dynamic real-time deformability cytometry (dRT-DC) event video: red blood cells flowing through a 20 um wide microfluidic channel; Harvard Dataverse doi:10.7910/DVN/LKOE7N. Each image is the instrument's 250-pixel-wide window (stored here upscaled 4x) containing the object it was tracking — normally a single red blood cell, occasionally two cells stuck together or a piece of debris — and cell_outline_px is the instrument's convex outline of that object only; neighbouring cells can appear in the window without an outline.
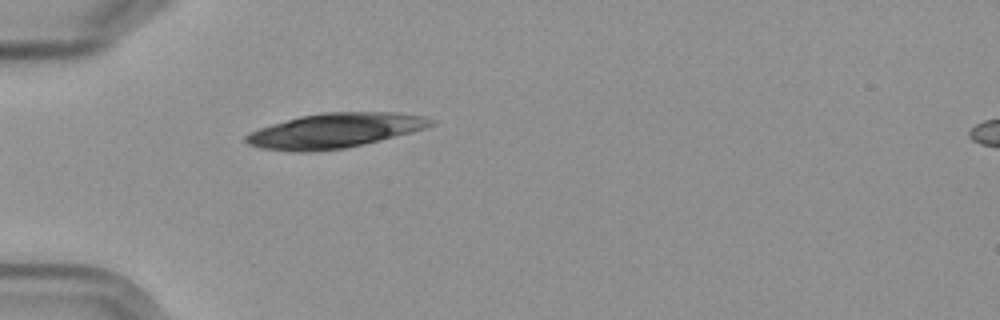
{"species": "Egyptian fruit bat (a non-hibernating species)", "species_latin": "Rousettus aegyptiacus", "temperature_condition": "cold", "stored_images_in_passage": 5, "camera_frame_rate_fps": 3000, "um_per_image_px": 0.085, "frame": {"image": 1, "passage_image": 5, "time_ms": 5.0, "image_size_px": [1000, 320], "cell_outline_px": [[436, 124], [428, 128], [364, 144], [344, 148], [312, 152], [292, 152], [260, 148], [248, 144], [244, 140], [244, 136], [248, 132], [272, 124], [300, 116], [320, 112], [396, 112], [428, 116], [436, 120]], "centroid_in_image_um": [28.5, 11.1], "position_along_channel_um": 56.5, "area_um2": 37.86}}